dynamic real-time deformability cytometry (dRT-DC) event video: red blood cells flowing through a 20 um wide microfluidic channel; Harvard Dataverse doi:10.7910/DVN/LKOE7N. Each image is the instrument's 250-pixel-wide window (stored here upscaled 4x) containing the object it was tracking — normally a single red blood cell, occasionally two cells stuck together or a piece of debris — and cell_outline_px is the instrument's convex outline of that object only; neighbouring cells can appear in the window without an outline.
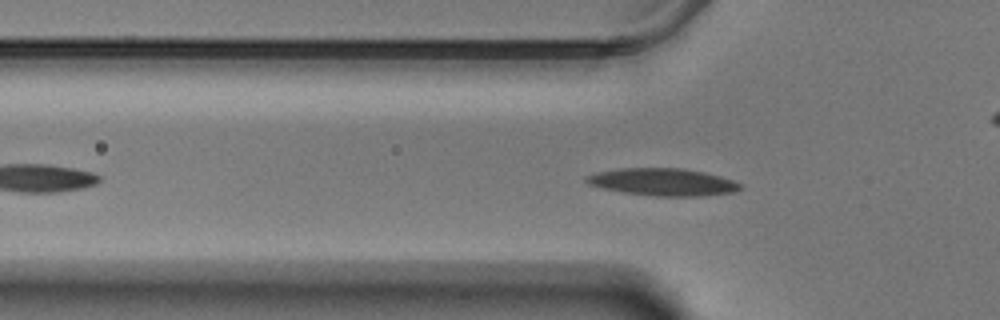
{"species": "Egyptian fruit bat (a non-hibernating species)", "species_latin": "Rousettus aegyptiacus", "temperature_condition": "warm", "stored_images_in_passage": 44, "camera_frame_rate_fps": 3000, "um_per_image_px": 0.085, "animal": {"sex": "male"}, "frame": {"image": 1, "passage_image": 12, "time_ms": 3.667, "image_size_px": [1000, 320], "cell_outline_px": [[744, 188], [736, 192], [704, 196], [656, 196], [624, 192], [604, 188], [588, 184], [584, 180], [584, 176], [596, 172], [620, 168], [684, 168], [704, 172], [720, 176], [744, 184]], "centroid_in_image_um": [56.39, 15.47], "position_along_channel_um": 69.4, "area_um2": 24.74}}
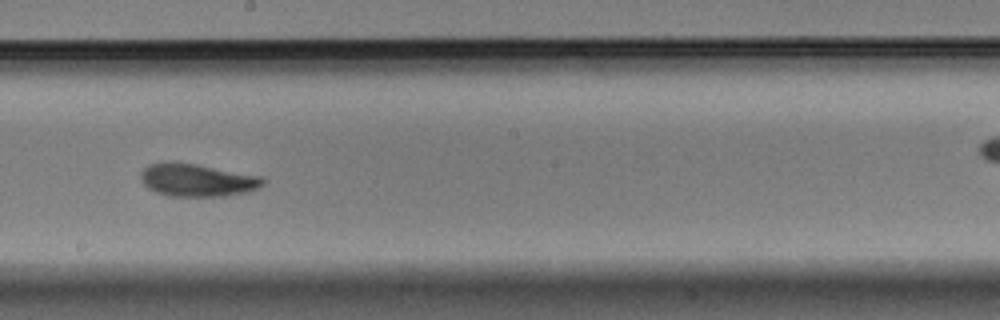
{"frame": {"image": 2, "passage_image": 26, "time_ms": 8.333, "image_size_px": [1000, 320], "cell_outline_px": [[264, 184], [248, 192], [224, 196], [168, 196], [156, 192], [148, 188], [144, 184], [140, 176], [140, 172], [148, 164], [164, 160], [172, 160], [196, 164], [260, 176], [264, 180]], "centroid_in_image_um": [16.69, 15.29], "position_along_channel_um": 231.5, "area_um2": 23.52}}
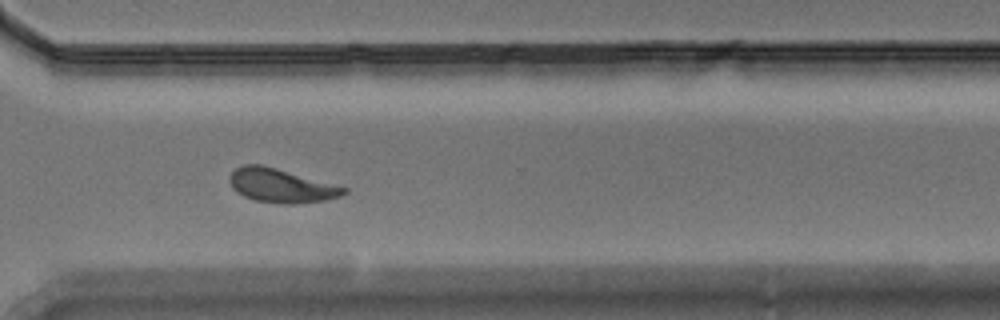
{"frame": {"image": 3, "passage_image": 36, "time_ms": 11.667, "image_size_px": [1000, 320], "cell_outline_px": [[348, 192], [340, 196], [324, 200], [296, 204], [284, 204], [256, 200], [244, 196], [236, 192], [232, 188], [228, 176], [236, 168], [244, 164], [260, 164], [276, 168], [348, 188]], "centroid_in_image_um": [23.87, 15.78], "position_along_channel_um": 346.7, "area_um2": 22.37}, "authors_computed_cell_mechanics": {"area_um2": 22.2241, "velocity_mm_per_s": 3.4578, "shape_relaxation_time_tau1_ms": 5.8365, "shape_relaxation_time_tau2_ms": 4.9548, "deformation_change_tau1": 0.1629, "deformation_change_tau2": 0.1135}}